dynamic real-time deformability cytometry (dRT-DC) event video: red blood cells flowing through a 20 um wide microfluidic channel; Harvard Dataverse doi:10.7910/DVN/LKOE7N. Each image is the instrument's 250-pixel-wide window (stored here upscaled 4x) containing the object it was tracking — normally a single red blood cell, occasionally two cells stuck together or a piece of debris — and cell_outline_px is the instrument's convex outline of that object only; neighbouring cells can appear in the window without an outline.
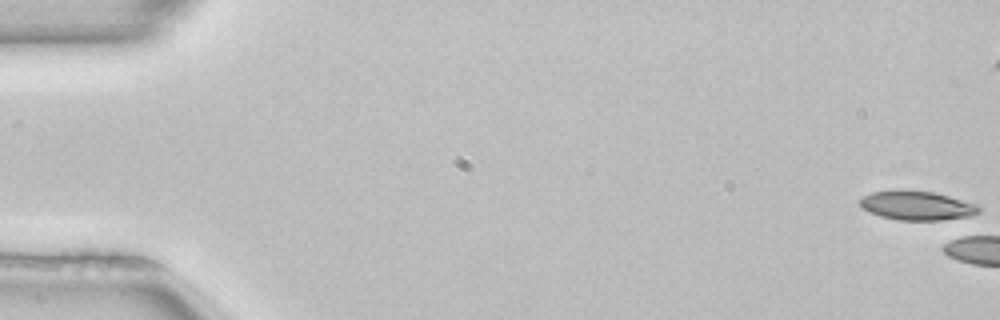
{"species": "common noctule bat (a hibernating species)", "species_latin": "Nyctalus noctula", "temperature_condition": "room temperature", "stored_images_in_passage": 5, "camera_frame_rate_fps": 3000, "um_per_image_px": 0.085, "animal": {"sex": "female", "body_mass_g": 22.7, "forearm_length_mm": 54.2}, "frame": {"image": 1, "passage_image": 1, "time_ms": 0.0, "image_size_px": [1000, 320], "cell_outline_px": [[980, 212], [960, 220], [896, 220], [880, 216], [868, 212], [860, 204], [860, 200], [864, 196], [872, 192], [932, 192], [948, 196], [976, 204], [980, 208]], "centroid_in_image_um": [78.01, 17.53], "position_along_channel_um": 7.0, "area_um2": 19.71}}